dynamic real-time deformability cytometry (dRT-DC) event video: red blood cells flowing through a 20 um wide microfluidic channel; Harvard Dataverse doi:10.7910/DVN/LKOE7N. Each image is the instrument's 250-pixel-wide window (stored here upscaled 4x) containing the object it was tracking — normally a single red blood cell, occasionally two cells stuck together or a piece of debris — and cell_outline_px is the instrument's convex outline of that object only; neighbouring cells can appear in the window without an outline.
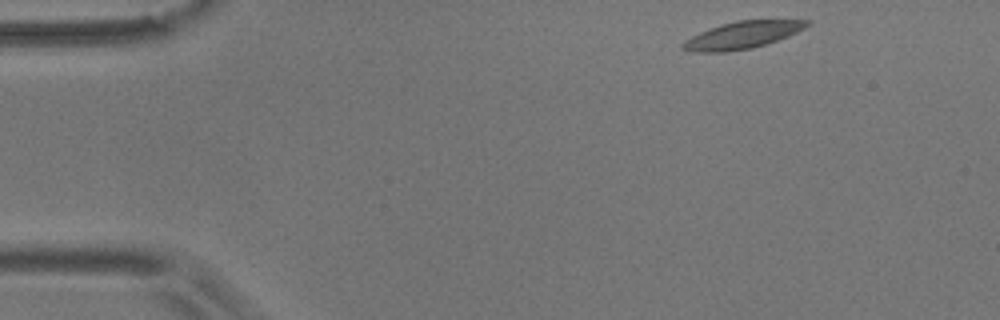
{"species": "common noctule bat (a hibernating species)", "species_latin": "Nyctalus noctula", "temperature_condition": "room temperature", "stored_images_in_passage": 39, "camera_frame_rate_fps": 3000, "um_per_image_px": 0.085, "animal": {"sex": "male", "body_mass_g": 17.9}, "frame": {"image": 1, "passage_image": 1, "time_ms": 0.0, "image_size_px": [1000, 320], "cell_outline_px": [[812, 24], [788, 36], [752, 48], [728, 52], [696, 52], [680, 48], [680, 44], [684, 40], [700, 32], [720, 24], [736, 20], [812, 20]], "centroid_in_image_um": [63.08, 2.98], "position_along_channel_um": 21.9, "area_um2": 19.65}}
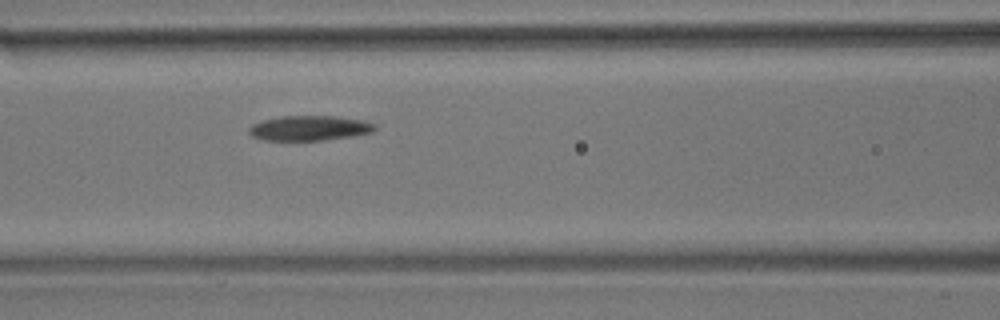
{"frame": {"image": 2, "passage_image": 18, "time_ms": 5.667, "image_size_px": [1000, 320], "cell_outline_px": [[376, 128], [372, 132], [352, 136], [324, 140], [260, 140], [252, 136], [248, 132], [248, 128], [252, 124], [264, 120], [280, 116], [332, 116], [364, 120], [376, 124]], "centroid_in_image_um": [26.29, 10.89], "position_along_channel_um": 140.3, "area_um2": 18.32}}
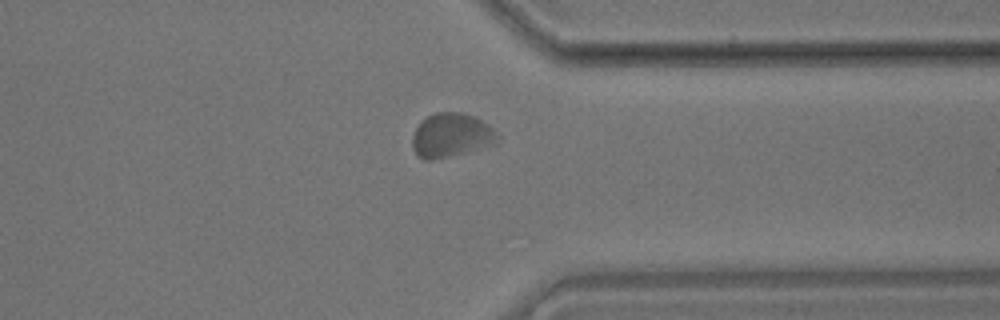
{"frame": {"image": 3, "passage_image": 38, "time_ms": 12.333, "image_size_px": [1000, 320], "cell_outline_px": [[500, 140], [496, 144], [432, 160], [424, 160], [416, 156], [412, 148], [412, 136], [420, 120], [436, 112], [464, 112], [488, 124], [500, 136]], "centroid_in_image_um": [38.33, 11.5], "position_along_channel_um": 373.1, "area_um2": 21.96}, "authors_computed_cell_mechanics": {"area_um2": 19.363, "velocity_mm_per_s": 3.5347, "shape_relaxation_time_tau1_ms": 3.5669, "shape_relaxation_time_tau2_ms": 1.7293, "deformation_change_tau1": 0.095, "deformation_change_tau2": 0.0584}}